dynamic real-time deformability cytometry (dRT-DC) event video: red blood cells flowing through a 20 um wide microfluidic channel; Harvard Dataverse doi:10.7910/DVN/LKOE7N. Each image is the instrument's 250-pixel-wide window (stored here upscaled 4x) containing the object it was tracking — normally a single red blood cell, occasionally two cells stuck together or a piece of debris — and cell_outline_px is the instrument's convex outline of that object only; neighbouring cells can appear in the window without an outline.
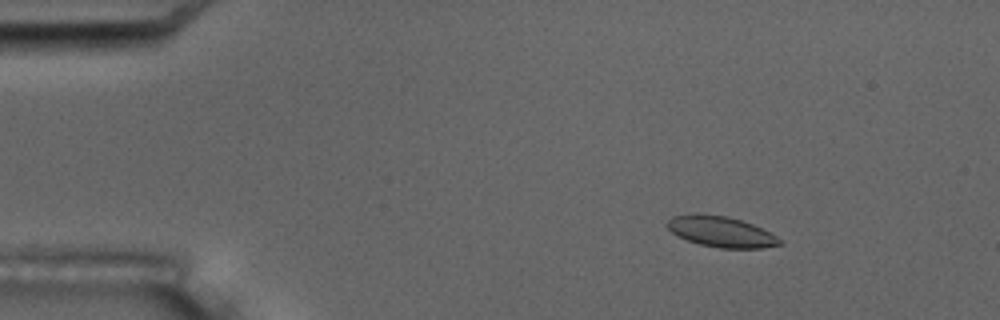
{"species": "common noctule bat (a hibernating species)", "species_latin": "Nyctalus noctula", "temperature_condition": "room temperature", "stored_images_in_passage": 8, "camera_frame_rate_fps": 3000, "um_per_image_px": 0.085, "animal": {"sex": "male", "body_mass_g": 17.5, "forearm_length_mm": 52.3}, "frame": {"image": 1, "passage_image": 3, "time_ms": 2.333, "image_size_px": [1000, 320], "cell_outline_px": [[780, 244], [760, 248], [720, 248], [700, 244], [688, 240], [672, 232], [664, 224], [672, 216], [696, 212], [728, 216], [752, 224], [776, 236], [780, 240]], "centroid_in_image_um": [61.22, 19.66], "position_along_channel_um": 23.8, "area_um2": 20.0}}